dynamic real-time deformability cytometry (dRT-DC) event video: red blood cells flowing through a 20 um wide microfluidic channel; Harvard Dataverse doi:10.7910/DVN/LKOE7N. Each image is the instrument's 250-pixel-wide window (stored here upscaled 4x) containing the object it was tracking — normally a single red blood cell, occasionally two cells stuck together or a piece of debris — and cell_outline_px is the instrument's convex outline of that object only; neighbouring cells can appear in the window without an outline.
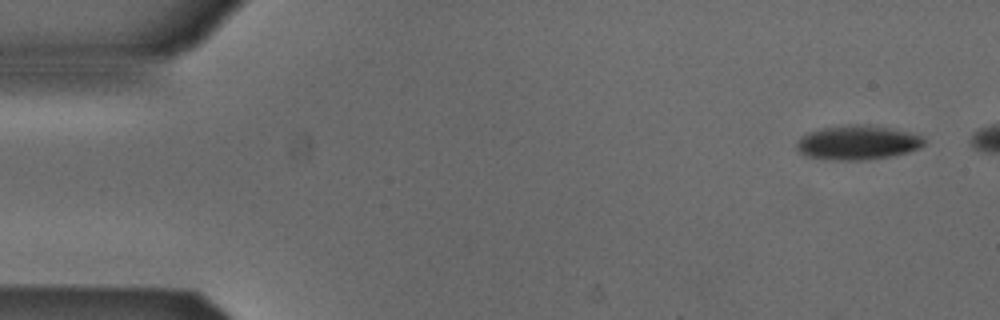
{"species": "Egyptian fruit bat (a non-hibernating species)", "species_latin": "Rousettus aegyptiacus", "temperature_condition": "cold", "stored_images_in_passage": 5, "camera_frame_rate_fps": 3000, "um_per_image_px": 0.085, "animal": {"sex": "male"}, "frame": {"image": 1, "passage_image": 1, "time_ms": 0.0, "image_size_px": [1000, 320], "cell_outline_px": [[924, 144], [920, 148], [908, 152], [868, 160], [832, 160], [808, 156], [800, 152], [796, 148], [796, 144], [808, 132], [824, 128], [856, 124], [864, 124], [888, 128], [920, 136], [924, 140]], "centroid_in_image_um": [72.88, 12.13], "position_along_channel_um": 12.1, "area_um2": 24.91}}
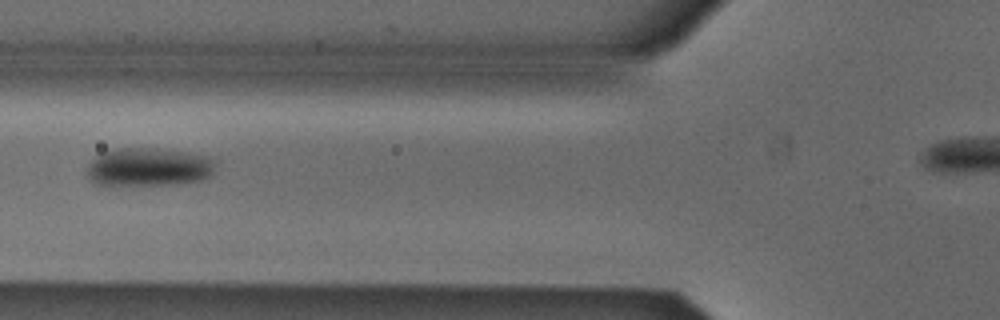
{"frame": {"image": 2, "passage_image": 5, "time_ms": 1.333, "image_size_px": [1000, 320], "cell_outline_px": [[216, 164], [212, 176], [200, 180], [180, 184], [96, 184], [88, 180], [88, 164], [96, 156], [104, 152], [116, 148], [152, 148], [188, 152], [208, 156], [216, 160]], "centroid_in_image_um": [12.69, 14.19], "position_along_channel_um": 113.1, "area_um2": 28.78}}